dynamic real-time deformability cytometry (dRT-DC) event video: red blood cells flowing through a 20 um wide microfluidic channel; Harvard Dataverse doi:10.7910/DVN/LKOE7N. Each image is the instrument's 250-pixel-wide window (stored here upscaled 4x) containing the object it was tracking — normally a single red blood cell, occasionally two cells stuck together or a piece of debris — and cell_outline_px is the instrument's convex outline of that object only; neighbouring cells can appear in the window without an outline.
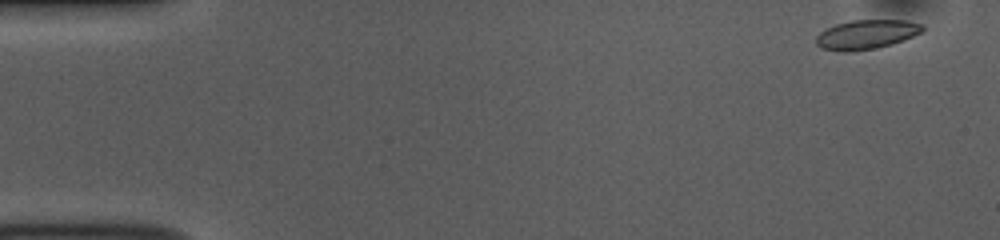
{"species": "common noctule bat (a hibernating species)", "species_latin": "Nyctalus noctula", "temperature_condition": "room temperature", "stored_images_in_passage": 51, "camera_frame_rate_fps": 3000, "um_per_image_px": 0.085, "animal": {"sex": "female", "body_mass_g": 10.0, "forearm_length_mm": 53.1}, "frame": {"image": 1, "passage_image": 1, "time_ms": 0.0, "image_size_px": [1000, 240], "cell_outline_px": [[924, 28], [920, 32], [904, 40], [892, 44], [876, 48], [852, 52], [840, 52], [820, 48], [816, 44], [816, 36], [820, 32], [836, 24], [852, 20], [904, 20], [924, 24]], "centroid_in_image_um": [73.62, 2.94], "position_along_channel_um": 11.4, "area_um2": 18.26}}
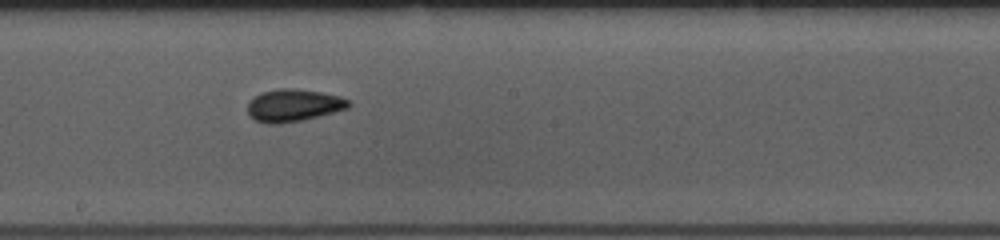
{"frame": {"image": 2, "passage_image": 27, "time_ms": 8.667, "image_size_px": [1000, 240], "cell_outline_px": [[352, 104], [348, 108], [320, 116], [304, 120], [280, 124], [268, 124], [256, 120], [248, 112], [248, 100], [260, 92], [280, 88], [296, 88], [320, 92], [340, 96], [348, 100]], "centroid_in_image_um": [24.95, 8.95], "position_along_channel_um": 223.3, "area_um2": 19.25}}
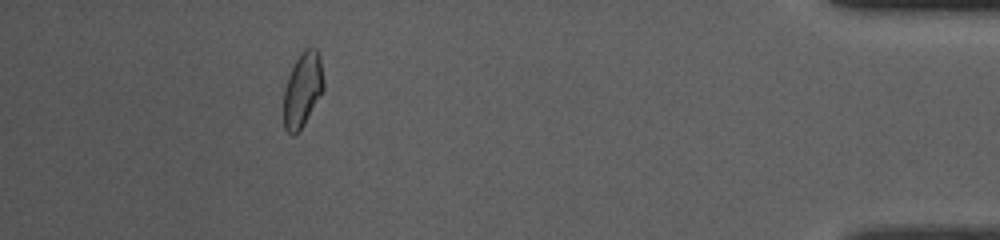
{"frame": {"image": 3, "passage_image": 46, "time_ms": 15.0, "image_size_px": [1000, 240], "cell_outline_px": [[324, 88], [304, 124], [292, 136], [284, 128], [284, 88], [288, 76], [300, 52], [304, 48], [316, 48], [320, 56], [324, 84]], "centroid_in_image_um": [25.71, 7.59], "position_along_channel_um": 409.5, "area_um2": 17.17}, "authors_computed_cell_mechanics": {"area_um2": 18.3804, "velocity_mm_per_s": 3.8089, "shape_relaxation_time_tau1_ms": 4.2814, "shape_relaxation_time_tau2_ms": 3.4283, "deformation_change_tau1": 0.0933, "deformation_change_tau2": 0.0689}}